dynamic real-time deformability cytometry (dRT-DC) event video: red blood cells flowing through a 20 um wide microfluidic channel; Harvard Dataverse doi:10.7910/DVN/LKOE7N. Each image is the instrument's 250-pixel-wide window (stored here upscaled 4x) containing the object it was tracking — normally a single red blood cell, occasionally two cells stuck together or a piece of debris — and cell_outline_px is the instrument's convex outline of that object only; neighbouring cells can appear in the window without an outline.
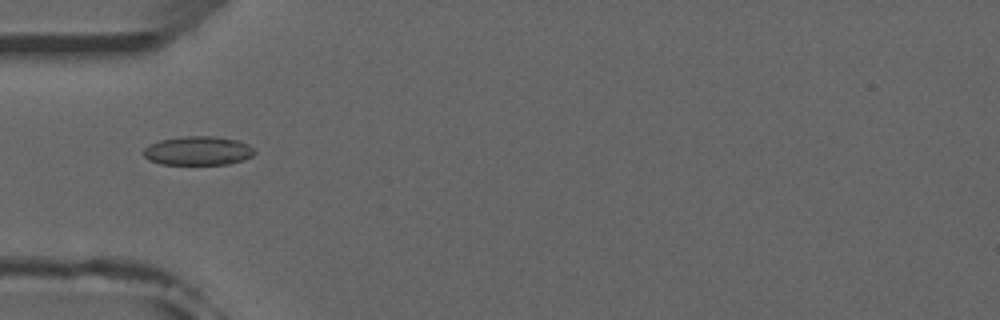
{"species": "common noctule bat (a hibernating species)", "species_latin": "Nyctalus noctula", "temperature_condition": "room temperature", "stored_images_in_passage": 38, "camera_frame_rate_fps": 3000, "um_per_image_px": 0.085, "animal": {"sex": "male", "forearm_length_mm": 52.5}, "frame": {"image": 1, "passage_image": 3, "time_ms": 0.667, "image_size_px": [1000, 320], "cell_outline_px": [[256, 152], [252, 156], [244, 160], [228, 164], [160, 164], [148, 160], [144, 156], [144, 148], [160, 140], [184, 136], [212, 136], [236, 140], [248, 144]], "centroid_in_image_um": [16.84, 12.82], "position_along_channel_um": 68.2, "area_um2": 18.61}}
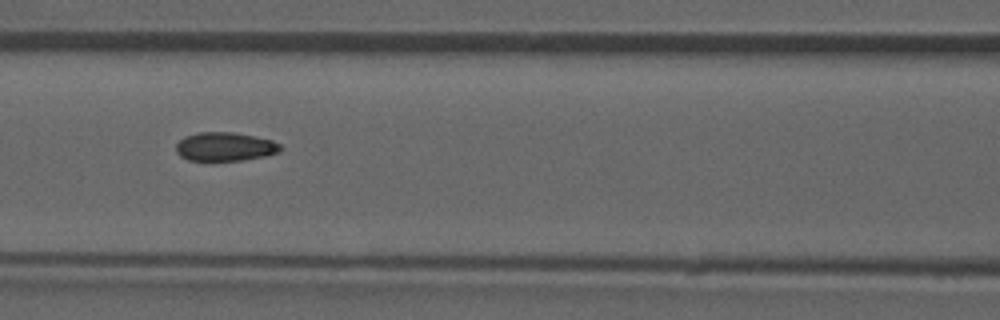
{"frame": {"image": 2, "passage_image": 9, "time_ms": 2.667, "image_size_px": [1000, 320], "cell_outline_px": [[284, 148], [280, 152], [264, 156], [240, 160], [188, 160], [180, 156], [176, 152], [176, 144], [184, 136], [200, 132], [232, 132], [256, 136], [272, 140], [280, 144]], "centroid_in_image_um": [19.14, 12.46], "position_along_channel_um": 147.5, "area_um2": 17.51}}
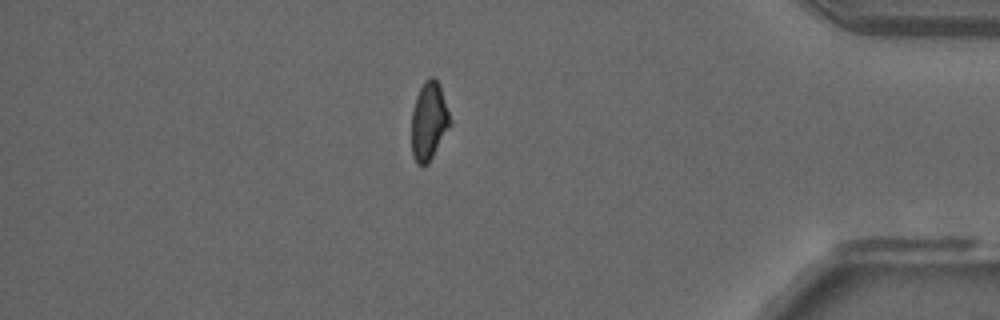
{"frame": {"image": 3, "passage_image": 31, "time_ms": 10.0, "image_size_px": [1000, 320], "cell_outline_px": [[452, 124], [428, 164], [416, 164], [412, 156], [412, 112], [416, 96], [424, 80], [432, 76], [440, 84], [452, 120]], "centroid_in_image_um": [36.48, 10.29], "position_along_channel_um": 398.7, "area_um2": 17.74}, "authors_computed_cell_mechanics": {"area_um2": 18.1203, "velocity_mm_per_s": 3.9359, "shape_relaxation_time_tau1_ms": 7.7386, "shape_relaxation_time_tau2_ms": 2.1287, "deformation_change_tau1": 0.105, "deformation_change_tau2": 0.0636}}